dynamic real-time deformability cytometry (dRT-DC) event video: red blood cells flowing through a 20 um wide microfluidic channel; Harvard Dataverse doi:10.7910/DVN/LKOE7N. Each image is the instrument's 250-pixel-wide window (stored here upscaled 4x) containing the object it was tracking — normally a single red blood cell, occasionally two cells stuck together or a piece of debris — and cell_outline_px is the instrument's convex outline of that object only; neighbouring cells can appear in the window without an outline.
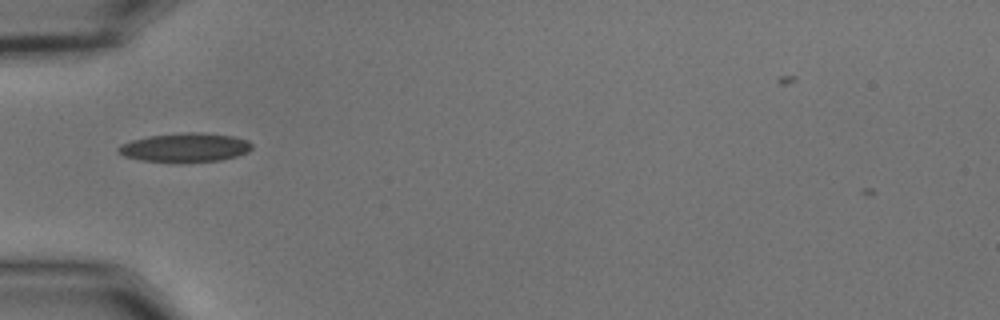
{"species": "common noctule bat (a hibernating species)", "species_latin": "Nyctalus noctula", "temperature_condition": "cold", "stored_images_in_passage": 38, "camera_frame_rate_fps": 3000, "um_per_image_px": 0.085, "animal": {"sex": "male", "body_mass_g": 15.6}, "frame": {"image": 1, "passage_image": 1, "time_ms": 0.0, "image_size_px": [1000, 320], "cell_outline_px": [[252, 148], [248, 152], [236, 156], [220, 160], [184, 164], [176, 164], [140, 160], [124, 156], [116, 152], [116, 148], [120, 144], [132, 140], [148, 136], [188, 132], [200, 132], [232, 136], [248, 140], [252, 144]], "centroid_in_image_um": [15.7, 12.57], "position_along_channel_um": 69.3, "area_um2": 23.18}}
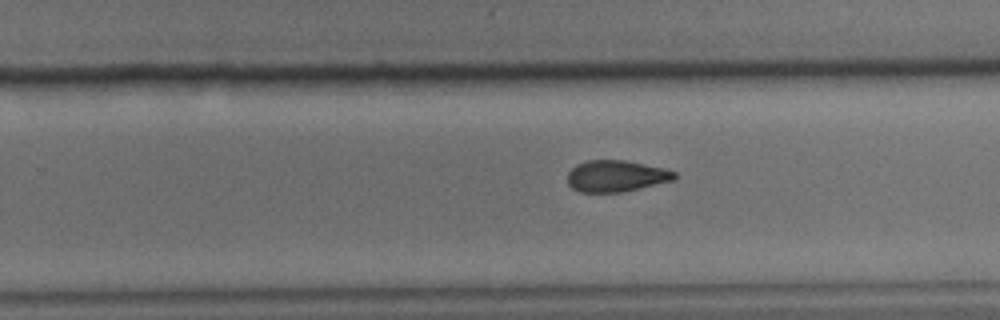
{"frame": {"image": 2, "passage_image": 18, "time_ms": 5.667, "image_size_px": [1000, 320], "cell_outline_px": [[676, 180], [620, 192], [580, 192], [572, 188], [568, 184], [568, 172], [576, 164], [588, 160], [624, 160], [664, 168], [676, 172]], "centroid_in_image_um": [52.37, 14.96], "position_along_channel_um": 277.4, "area_um2": 19.59}}
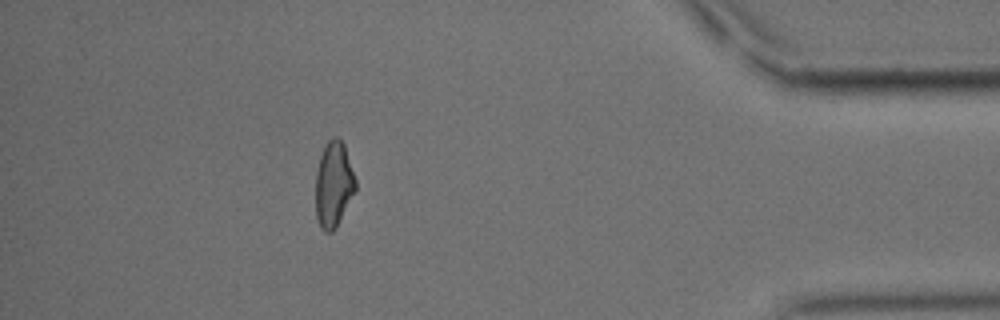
{"frame": {"image": 3, "passage_image": 32, "time_ms": 10.333, "image_size_px": [1000, 320], "cell_outline_px": [[356, 188], [336, 228], [332, 232], [324, 232], [320, 228], [316, 220], [316, 172], [320, 156], [324, 144], [332, 136], [336, 136], [344, 144], [356, 180]], "centroid_in_image_um": [28.34, 15.67], "position_along_channel_um": 406.9, "area_um2": 20.0}}